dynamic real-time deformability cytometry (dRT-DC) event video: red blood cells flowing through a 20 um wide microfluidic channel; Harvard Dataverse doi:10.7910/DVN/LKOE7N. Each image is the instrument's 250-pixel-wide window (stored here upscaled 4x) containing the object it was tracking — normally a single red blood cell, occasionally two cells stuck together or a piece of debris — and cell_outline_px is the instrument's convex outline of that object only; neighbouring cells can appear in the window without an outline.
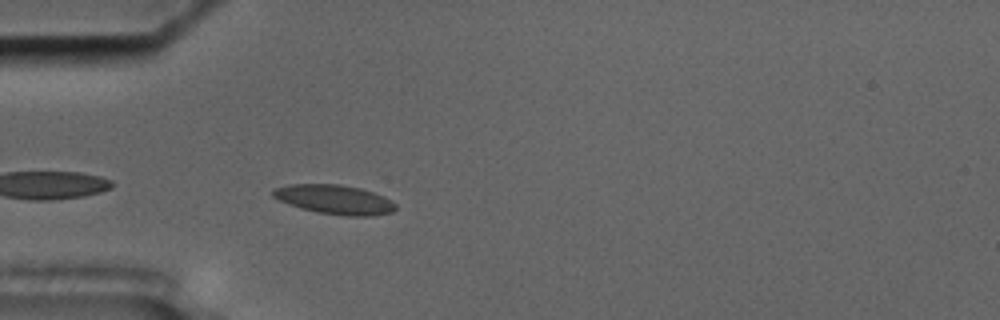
{"species": "common noctule bat (a hibernating species)", "species_latin": "Nyctalus noctula", "temperature_condition": "cold", "stored_images_in_passage": 17, "camera_frame_rate_fps": 3000, "um_per_image_px": 0.085, "animal": {"sex": "male", "body_mass_g": 17.5, "forearm_length_mm": 52.3}, "frame": {"image": 1, "passage_image": 3, "time_ms": 0.667, "image_size_px": [1000, 320], "cell_outline_px": [[396, 208], [392, 212], [372, 216], [348, 216], [316, 212], [300, 208], [288, 204], [272, 196], [272, 188], [288, 184], [340, 184], [360, 188], [384, 196], [392, 200], [396, 204]], "centroid_in_image_um": [28.43, 16.95], "position_along_channel_um": 56.6, "area_um2": 21.1}}